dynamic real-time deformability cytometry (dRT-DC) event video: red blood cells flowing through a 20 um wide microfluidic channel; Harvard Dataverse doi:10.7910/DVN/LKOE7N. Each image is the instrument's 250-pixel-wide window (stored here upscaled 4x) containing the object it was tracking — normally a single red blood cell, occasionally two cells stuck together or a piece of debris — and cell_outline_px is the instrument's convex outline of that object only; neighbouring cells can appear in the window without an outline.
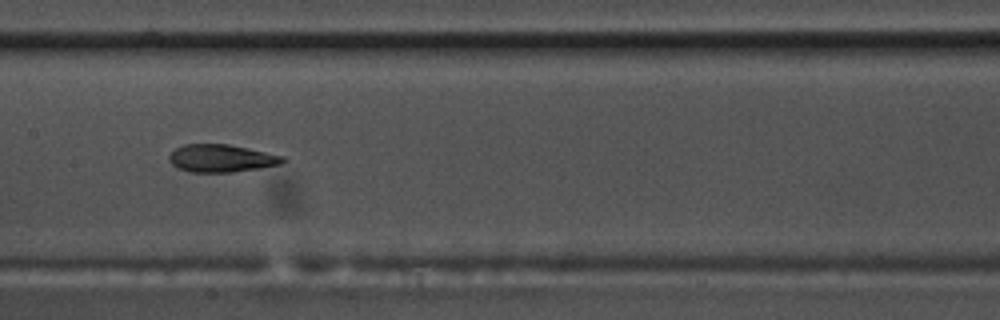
{"species": "common noctule bat (a hibernating species)", "species_latin": "Nyctalus noctula", "temperature_condition": "warm", "stored_images_in_passage": 42, "camera_frame_rate_fps": 3000, "um_per_image_px": 0.085, "animal": {"sex": "male", "body_mass_g": 17.5, "forearm_length_mm": 52.3}, "frame": {"image": 1, "passage_image": 14, "time_ms": 4.333, "image_size_px": [1000, 320], "cell_outline_px": [[288, 160], [280, 164], [260, 168], [232, 172], [188, 172], [176, 168], [168, 160], [168, 156], [176, 148], [184, 144], [228, 144], [248, 148], [284, 156]], "centroid_in_image_um": [18.8, 13.46], "position_along_channel_um": 188.6, "area_um2": 18.44}}
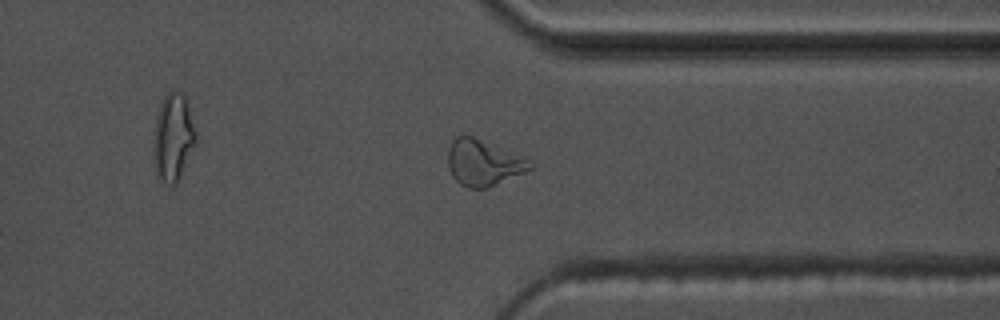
{"frame": {"image": 2, "passage_image": 29, "time_ms": 9.333, "image_size_px": [1000, 320], "cell_outline_px": [[532, 168], [524, 172], [488, 188], [468, 188], [460, 184], [452, 176], [448, 168], [448, 148], [452, 140], [456, 136], [472, 136], [528, 160], [532, 164]], "centroid_in_image_um": [41.02, 13.86], "position_along_channel_um": 370.4, "area_um2": 21.5}}
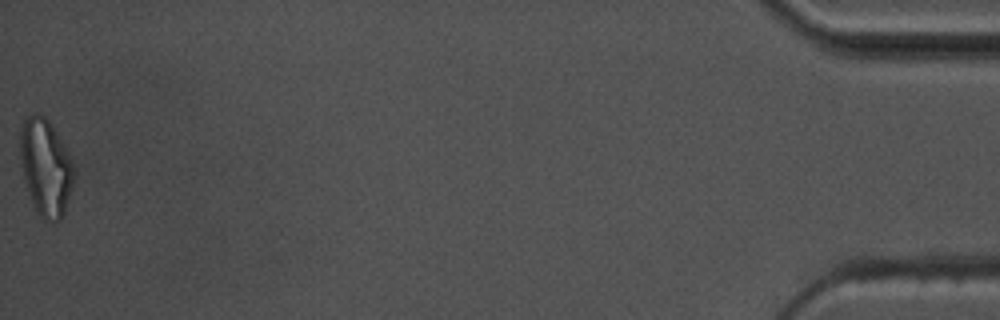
{"frame": {"image": 3, "passage_image": 42, "time_ms": 13.667, "image_size_px": [1000, 320], "cell_outline_px": [[72, 184], [64, 212], [60, 220], [52, 224], [44, 220], [36, 212], [32, 204], [24, 180], [20, 156], [20, 128], [24, 120], [32, 112], [40, 112], [52, 124], [64, 144], [72, 160]], "centroid_in_image_um": [3.85, 14.2], "position_along_channel_um": 431.4, "area_um2": 30.4}, "authors_computed_cell_mechanics": {"area_um2": 18.9584, "velocity_mm_per_s": 3.6587, "shape_relaxation_time_tau1_ms": null, "shape_relaxation_time_tau2_ms": 1.6352, "deformation_change_tau1": null, "deformation_change_tau2": 0.0875}}